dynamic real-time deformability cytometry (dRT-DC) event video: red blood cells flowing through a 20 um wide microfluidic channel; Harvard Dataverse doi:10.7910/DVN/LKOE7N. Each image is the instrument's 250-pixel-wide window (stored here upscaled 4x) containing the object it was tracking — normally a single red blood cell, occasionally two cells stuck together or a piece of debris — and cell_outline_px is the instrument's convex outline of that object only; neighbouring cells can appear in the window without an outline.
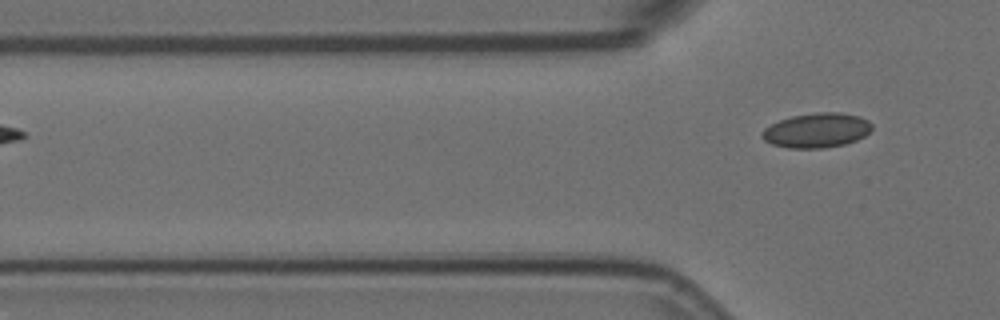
{"species": "Egyptian fruit bat (a non-hibernating species)", "species_latin": "Rousettus aegyptiacus", "temperature_condition": "room temperature", "stored_images_in_passage": 5, "camera_frame_rate_fps": 3000, "um_per_image_px": 0.085, "animal": {"sex": "female"}, "frame": {"image": 1, "passage_image": 5, "time_ms": 1.333, "image_size_px": [1000, 320], "cell_outline_px": [[872, 128], [864, 136], [856, 140], [844, 144], [824, 148], [788, 148], [772, 144], [764, 140], [760, 136], [760, 132], [764, 128], [780, 120], [792, 116], [816, 112], [840, 112], [860, 116], [868, 120], [872, 124]], "centroid_in_image_um": [69.41, 11.07], "position_along_channel_um": 56.4, "area_um2": 22.25}}